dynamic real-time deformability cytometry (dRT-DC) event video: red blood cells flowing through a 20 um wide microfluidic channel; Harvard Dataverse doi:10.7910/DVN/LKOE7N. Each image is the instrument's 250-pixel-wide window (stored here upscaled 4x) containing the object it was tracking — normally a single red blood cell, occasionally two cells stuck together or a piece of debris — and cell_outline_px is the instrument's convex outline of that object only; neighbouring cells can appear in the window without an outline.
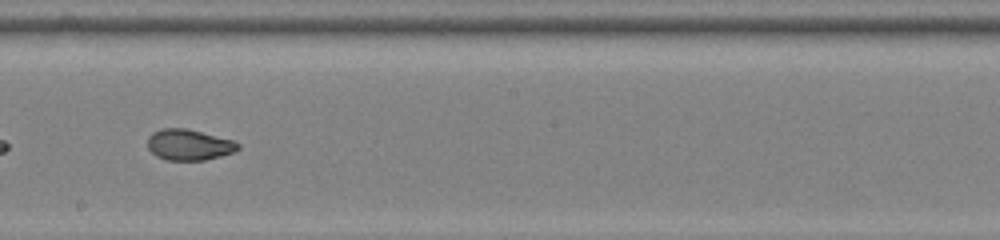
{"species": "common noctule bat (a hibernating species)", "species_latin": "Nyctalus noctula", "temperature_condition": "room temperature", "stored_images_in_passage": 54, "camera_frame_rate_fps": 3000, "um_per_image_px": 0.085, "animal": {"sex": "female", "body_mass_g": 22.0, "forearm_length_mm": 56.7}, "frame": {"image": 1, "passage_image": 33, "time_ms": 10.667, "image_size_px": [1000, 240], "cell_outline_px": [[240, 148], [232, 152], [220, 156], [204, 160], [168, 160], [156, 156], [148, 148], [148, 136], [152, 132], [160, 128], [184, 128], [232, 140], [240, 144]], "centroid_in_image_um": [16.02, 12.3], "position_along_channel_um": 232.2, "area_um2": 16.13}}
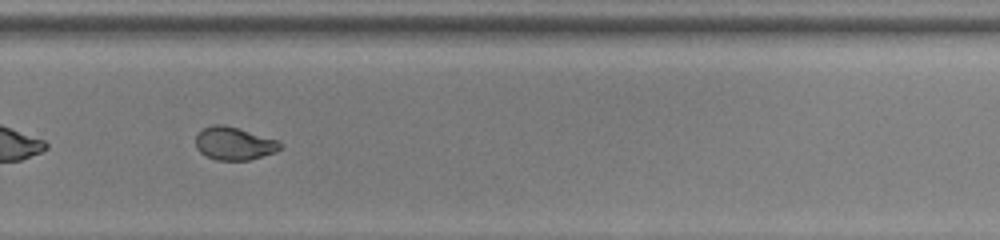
{"frame": {"image": 2, "passage_image": 39, "time_ms": 12.667, "image_size_px": [1000, 240], "cell_outline_px": [[284, 148], [276, 152], [248, 160], [216, 160], [200, 152], [196, 148], [196, 136], [204, 128], [212, 124], [224, 124], [240, 128], [280, 140], [284, 144]], "centroid_in_image_um": [19.97, 12.18], "position_along_channel_um": 309.8, "area_um2": 16.53}}
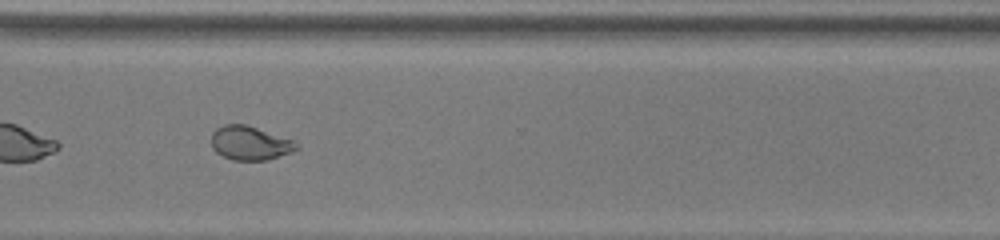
{"frame": {"image": 3, "passage_image": 42, "time_ms": 13.667, "image_size_px": [1000, 240], "cell_outline_px": [[296, 148], [292, 152], [268, 160], [232, 160], [216, 152], [212, 148], [212, 132], [216, 128], [224, 124], [244, 124], [292, 140], [296, 144]], "centroid_in_image_um": [21.2, 12.17], "position_along_channel_um": 349.4, "area_um2": 16.53}, "authors_computed_cell_mechanics": {"area_um2": 18.9006, "velocity_mm_per_s": 3.8932, "shape_relaxation_time_tau1_ms": null, "shape_relaxation_time_tau2_ms": 0.8931, "deformation_change_tau1": null, "deformation_change_tau2": 0.0562}}